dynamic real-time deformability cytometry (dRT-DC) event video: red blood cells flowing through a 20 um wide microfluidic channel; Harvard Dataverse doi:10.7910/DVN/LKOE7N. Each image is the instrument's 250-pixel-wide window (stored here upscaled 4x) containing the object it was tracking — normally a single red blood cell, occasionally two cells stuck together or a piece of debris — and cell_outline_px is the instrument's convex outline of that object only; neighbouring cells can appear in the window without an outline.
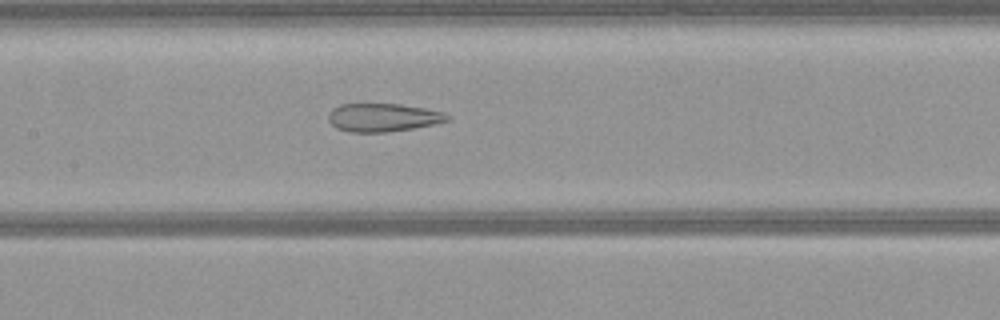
{"species": "common noctule bat (a hibernating species)", "species_latin": "Nyctalus noctula", "temperature_condition": "warm", "stored_images_in_passage": 52, "camera_frame_rate_fps": 3000, "um_per_image_px": 0.085, "animal": {"sex": "female", "body_mass_g": 21.9}, "frame": {"image": 1, "passage_image": 24, "time_ms": 7.667, "image_size_px": [1000, 320], "cell_outline_px": [[452, 116], [448, 120], [432, 124], [412, 128], [388, 132], [348, 132], [336, 128], [328, 120], [328, 116], [332, 108], [340, 104], [400, 104], [424, 108], [444, 112]], "centroid_in_image_um": [32.53, 9.98], "position_along_channel_um": 174.9, "area_um2": 19.54}}
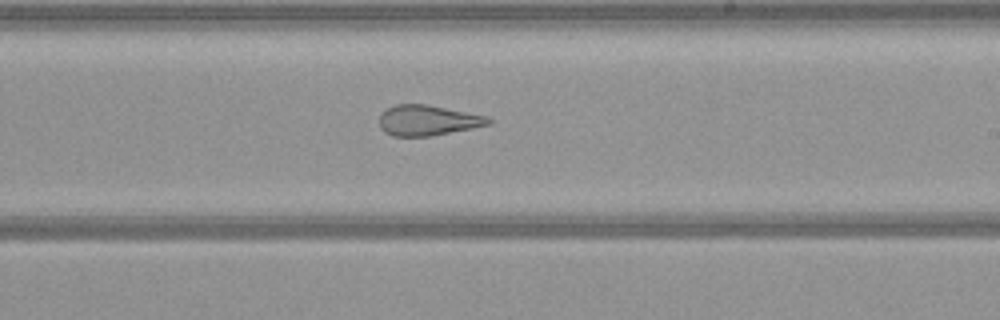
{"frame": {"image": 2, "passage_image": 30, "time_ms": 9.667, "image_size_px": [1000, 320], "cell_outline_px": [[492, 124], [432, 136], [392, 136], [384, 132], [380, 128], [380, 112], [384, 108], [396, 104], [424, 104], [488, 116], [492, 120]], "centroid_in_image_um": [36.33, 10.23], "position_along_channel_um": 252.7, "area_um2": 19.48}}
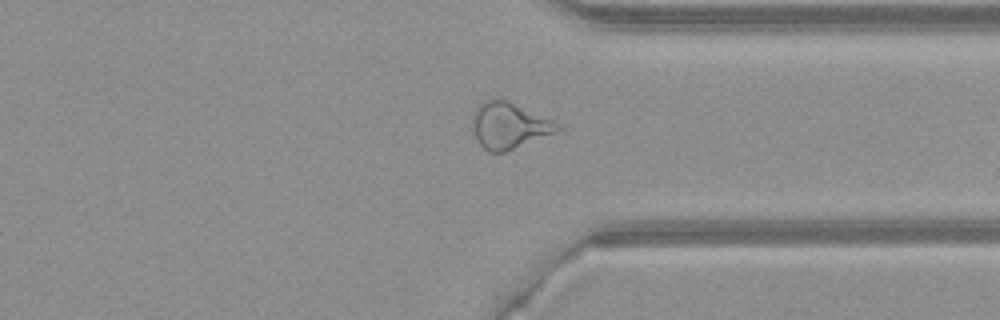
{"frame": {"image": 3, "passage_image": 39, "time_ms": 12.667, "image_size_px": [1000, 320], "cell_outline_px": [[564, 128], [556, 132], [504, 152], [488, 152], [476, 140], [472, 120], [472, 112], [484, 100], [508, 100], [564, 124]], "centroid_in_image_um": [43.31, 10.66], "position_along_channel_um": 368.1, "area_um2": 23.0}}